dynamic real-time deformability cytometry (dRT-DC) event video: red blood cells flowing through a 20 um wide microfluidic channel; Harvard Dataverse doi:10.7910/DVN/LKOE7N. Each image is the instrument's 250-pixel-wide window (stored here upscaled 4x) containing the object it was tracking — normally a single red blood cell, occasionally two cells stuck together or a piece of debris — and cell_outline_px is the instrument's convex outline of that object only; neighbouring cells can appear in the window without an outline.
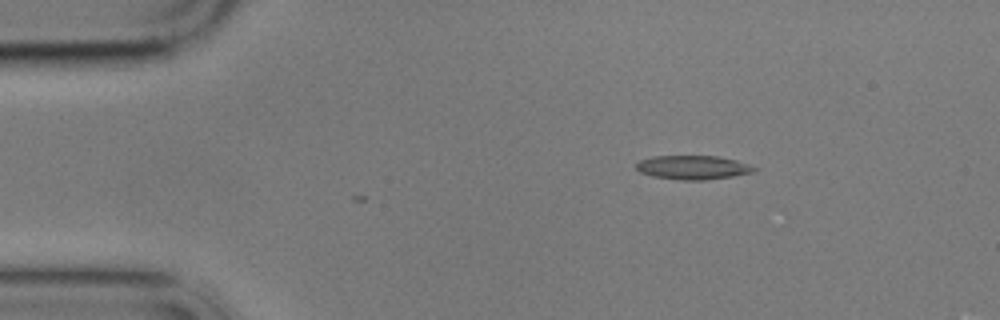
{"species": "common noctule bat (a hibernating species)", "species_latin": "Nyctalus noctula", "temperature_condition": "cold", "stored_images_in_passage": 4, "camera_frame_rate_fps": 3000, "um_per_image_px": 0.085, "animal": {"sex": "male", "body_mass_g": 17.9}, "frame": {"image": 1, "passage_image": 1, "time_ms": 0.0, "image_size_px": [1000, 320], "cell_outline_px": [[760, 168], [756, 172], [732, 176], [704, 180], [680, 180], [652, 176], [640, 172], [636, 168], [636, 164], [640, 160], [652, 156], [716, 156], [736, 160]], "centroid_in_image_um": [58.93, 14.23], "position_along_channel_um": 26.1, "area_um2": 16.53}}